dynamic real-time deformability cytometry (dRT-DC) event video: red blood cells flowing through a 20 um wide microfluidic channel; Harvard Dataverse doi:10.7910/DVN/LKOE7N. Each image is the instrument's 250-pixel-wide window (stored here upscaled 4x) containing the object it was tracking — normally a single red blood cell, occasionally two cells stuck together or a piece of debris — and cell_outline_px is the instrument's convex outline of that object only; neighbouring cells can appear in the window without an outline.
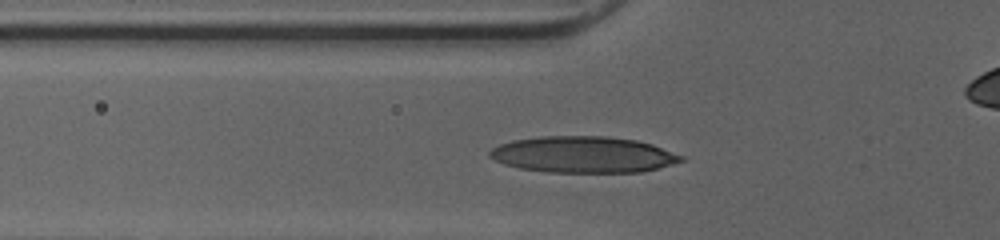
{"species": "human", "species_latin": "Homo sapiens", "temperature_condition": "cold", "stored_images_in_passage": 32, "camera_frame_rate_fps": 3000, "um_per_image_px": 0.085, "donor": {"sex": "female"}, "frame": {"image": 1, "passage_image": 8, "time_ms": 2.333, "image_size_px": [1000, 240], "cell_outline_px": [[684, 160], [672, 164], [640, 172], [548, 172], [520, 168], [504, 164], [488, 156], [488, 152], [492, 148], [500, 144], [512, 140], [540, 136], [608, 136], [636, 140], [652, 144], [684, 156]], "centroid_in_image_um": [49.56, 13.13], "position_along_channel_um": 76.2, "area_um2": 40.46}}
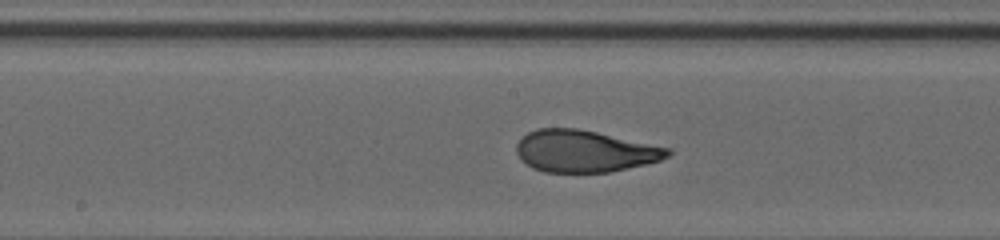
{"frame": {"image": 2, "passage_image": 17, "time_ms": 5.333, "image_size_px": [1000, 240], "cell_outline_px": [[672, 152], [668, 156], [660, 160], [644, 164], [608, 172], [544, 172], [532, 168], [520, 160], [516, 152], [516, 144], [528, 132], [536, 128], [576, 128], [596, 132], [672, 148]], "centroid_in_image_um": [49.67, 12.85], "position_along_channel_um": 198.5, "area_um2": 36.88}}
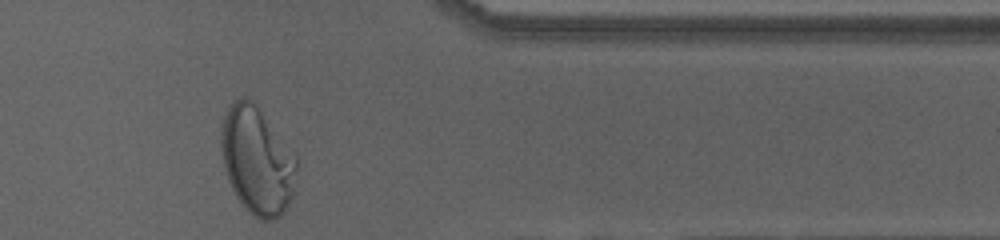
{"frame": {"image": 3, "passage_image": 32, "time_ms": 10.333, "image_size_px": [1000, 240], "cell_outline_px": [[296, 168], [292, 196], [284, 212], [280, 216], [272, 220], [260, 220], [252, 216], [244, 208], [236, 196], [228, 180], [224, 168], [220, 148], [220, 132], [224, 116], [228, 108], [240, 96], [252, 100], [256, 104], [296, 156]], "centroid_in_image_um": [21.82, 13.67], "position_along_channel_um": 389.6, "area_um2": 47.22}, "authors_computed_cell_mechanics": {"area_um2": 37.3099, "velocity_mm_per_s": 4.0464, "shape_relaxation_time_tau1_ms": 6.5426, "shape_relaxation_time_tau2_ms": null, "deformation_change_tau1": 0.2625, "deformation_change_tau2": null}}